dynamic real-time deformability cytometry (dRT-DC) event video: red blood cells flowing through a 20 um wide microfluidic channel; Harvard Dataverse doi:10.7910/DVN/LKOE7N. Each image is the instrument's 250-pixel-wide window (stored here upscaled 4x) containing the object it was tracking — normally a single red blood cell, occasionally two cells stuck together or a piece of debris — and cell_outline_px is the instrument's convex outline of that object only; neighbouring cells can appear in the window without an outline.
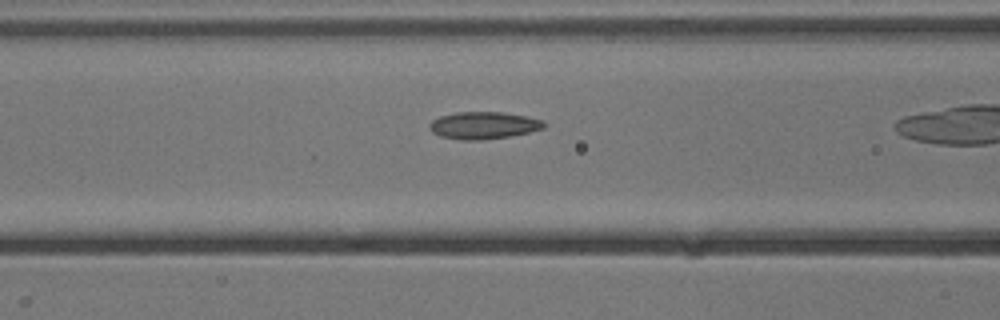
{"species": "common noctule bat (a hibernating species)", "species_latin": "Nyctalus noctula", "temperature_condition": "cold", "stored_images_in_passage": 23, "camera_frame_rate_fps": 3000, "um_per_image_px": 0.085, "animal": {"sex": "male", "body_mass_g": 13.3}, "frame": {"image": 1, "passage_image": 3, "time_ms": 0.667, "image_size_px": [1000, 320], "cell_outline_px": [[544, 128], [528, 132], [508, 136], [480, 140], [460, 140], [440, 136], [432, 132], [428, 128], [428, 124], [432, 120], [440, 116], [456, 112], [504, 112], [528, 116], [544, 120]], "centroid_in_image_um": [41.07, 10.65], "position_along_channel_um": 125.5, "area_um2": 18.21}}
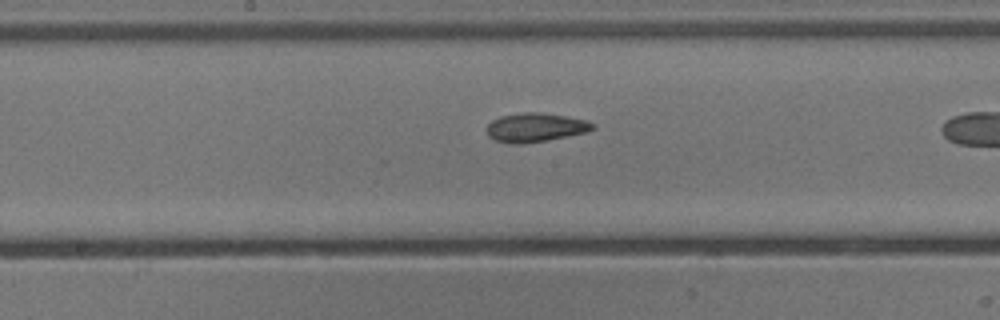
{"frame": {"image": 2, "passage_image": 9, "time_ms": 2.667, "image_size_px": [1000, 320], "cell_outline_px": [[596, 128], [588, 132], [568, 136], [520, 144], [512, 144], [496, 140], [488, 136], [488, 124], [492, 120], [500, 116], [520, 112], [540, 112], [588, 120], [596, 124]], "centroid_in_image_um": [45.55, 10.82], "position_along_channel_um": 202.7, "area_um2": 17.86}}
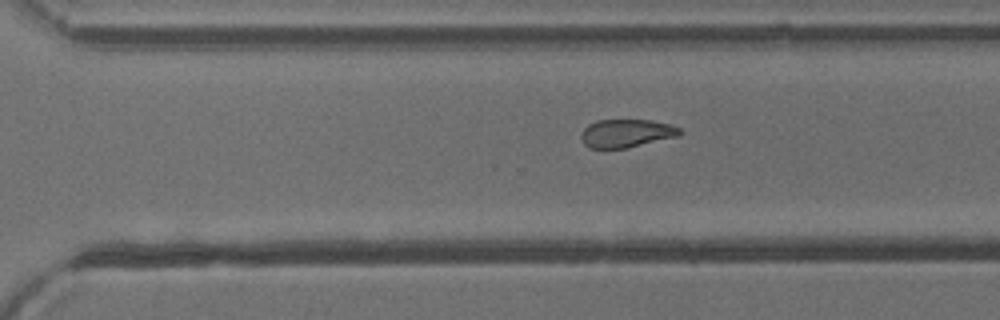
{"frame": {"image": 3, "passage_image": 18, "time_ms": 5.667, "image_size_px": [1000, 320], "cell_outline_px": [[684, 132], [680, 136], [628, 148], [588, 148], [580, 140], [580, 132], [588, 124], [596, 120], [652, 120], [672, 124], [680, 128]], "centroid_in_image_um": [53.26, 11.33], "position_along_channel_um": 317.3, "area_um2": 16.65}}